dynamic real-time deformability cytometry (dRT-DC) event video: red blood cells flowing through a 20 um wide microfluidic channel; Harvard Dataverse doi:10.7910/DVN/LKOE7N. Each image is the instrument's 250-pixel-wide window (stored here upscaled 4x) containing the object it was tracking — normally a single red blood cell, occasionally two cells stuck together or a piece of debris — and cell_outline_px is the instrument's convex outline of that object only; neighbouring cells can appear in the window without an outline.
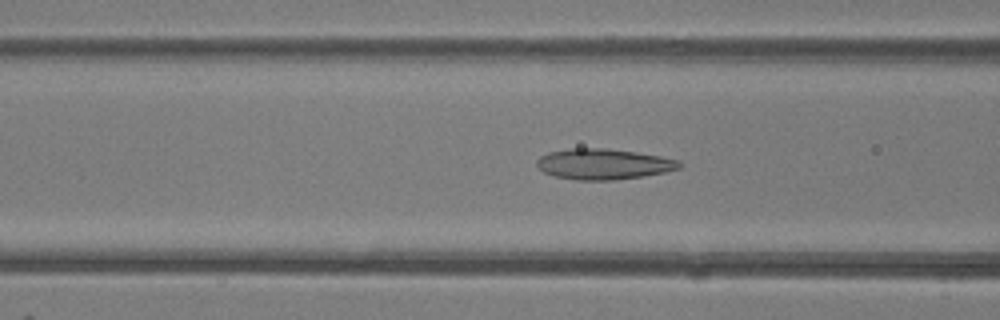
{"species": "common noctule bat (a hibernating species)", "species_latin": "Nyctalus noctula", "temperature_condition": "room temperature", "stored_images_in_passage": 40, "camera_frame_rate_fps": 3000, "um_per_image_px": 0.085, "animal": {"sex": "female"}, "frame": {"image": 1, "passage_image": 13, "time_ms": 4.0, "image_size_px": [1000, 320], "cell_outline_px": [[684, 164], [680, 168], [664, 172], [644, 176], [616, 180], [576, 180], [552, 176], [544, 172], [536, 164], [536, 160], [540, 156], [548, 152], [568, 148], [604, 148], [636, 152], [660, 156], [680, 160]], "centroid_in_image_um": [51.3, 13.95], "position_along_channel_um": 115.3, "area_um2": 25.72}}
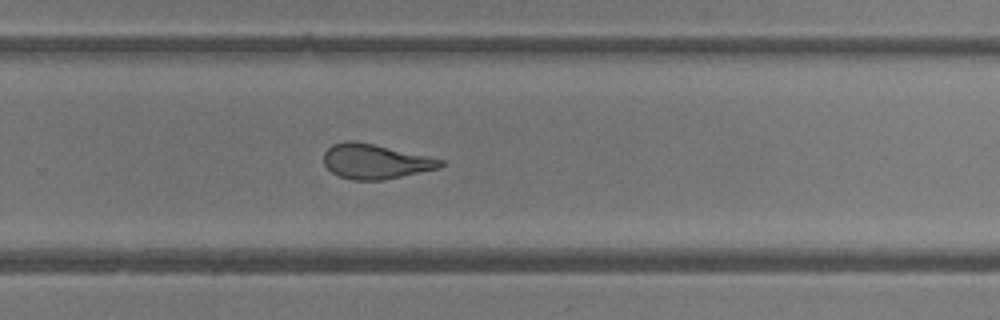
{"frame": {"image": 2, "passage_image": 26, "time_ms": 8.333, "image_size_px": [1000, 320], "cell_outline_px": [[444, 164], [436, 168], [384, 180], [352, 180], [340, 176], [332, 172], [324, 164], [324, 152], [332, 144], [348, 140], [356, 140], [428, 156], [444, 160]], "centroid_in_image_um": [31.86, 13.71], "position_along_channel_um": 297.9, "area_um2": 23.47}}
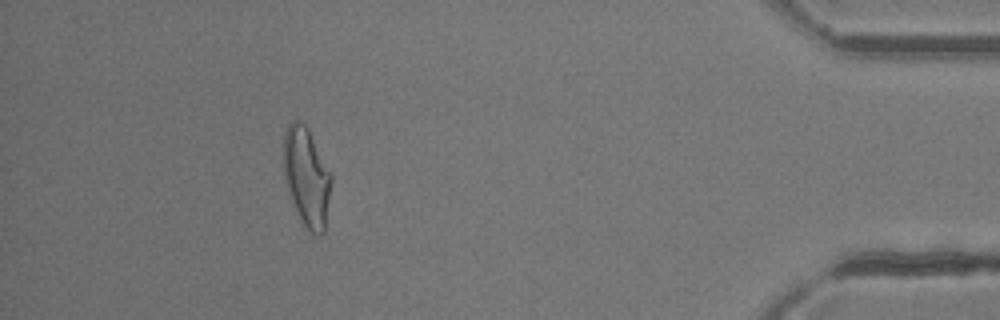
{"frame": {"image": 3, "passage_image": 38, "time_ms": 12.333, "image_size_px": [1000, 320], "cell_outline_px": [[332, 180], [324, 232], [320, 236], [316, 236], [300, 220], [296, 212], [288, 192], [284, 180], [284, 132], [288, 124], [292, 120], [296, 120], [304, 124], [308, 128], [332, 176]], "centroid_in_image_um": [26.05, 15.05], "position_along_channel_um": 409.1, "area_um2": 27.4}, "authors_computed_cell_mechanics": {"area_um2": 25.5765, "velocity_mm_per_s": 4.2215, "shape_relaxation_time_tau1_ms": 4.9816, "shape_relaxation_time_tau2_ms": 1.7524, "deformation_change_tau1": 0.1849, "deformation_change_tau2": 0.0884}}